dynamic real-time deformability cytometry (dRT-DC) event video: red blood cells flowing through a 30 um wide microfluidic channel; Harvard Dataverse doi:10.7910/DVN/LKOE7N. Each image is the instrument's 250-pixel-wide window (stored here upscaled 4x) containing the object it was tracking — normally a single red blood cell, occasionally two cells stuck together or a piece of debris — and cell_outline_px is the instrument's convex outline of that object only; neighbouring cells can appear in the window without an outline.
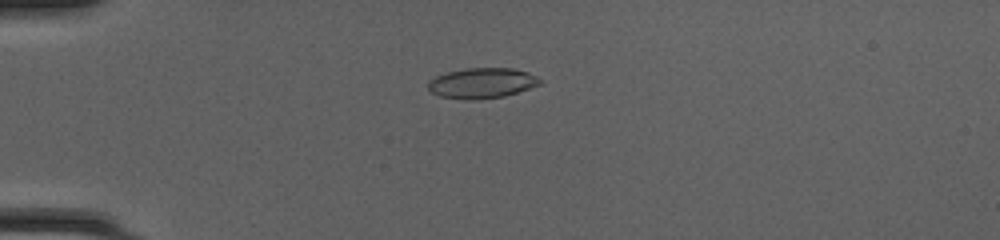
{"species": "common noctule bat (a hibernating species)", "species_latin": "Nyctalus noctula", "temperature_condition": "cold", "stored_images_in_passage": 39, "camera_frame_rate_fps": 3000, "um_per_image_px": 0.085, "animal": {"sex": "female", "body_mass_g": 20.0, "forearm_length_mm": 54.0}, "frame": {"image": 1, "passage_image": 3, "time_ms": 0.667, "image_size_px": [1000, 240], "cell_outline_px": [[540, 84], [504, 96], [476, 100], [472, 100], [440, 96], [432, 92], [428, 88], [428, 80], [436, 76], [448, 72], [468, 68], [512, 68], [528, 72], [536, 76], [540, 80]], "centroid_in_image_um": [40.94, 7.06], "position_along_channel_um": 44.1, "area_um2": 19.54}}
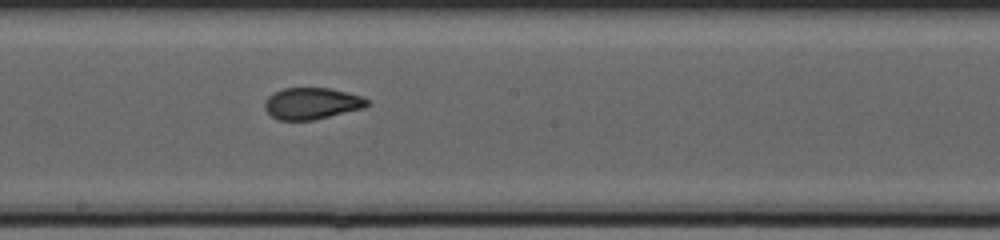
{"frame": {"image": 2, "passage_image": 18, "time_ms": 5.667, "image_size_px": [1000, 240], "cell_outline_px": [[368, 104], [364, 108], [312, 120], [280, 120], [272, 116], [264, 108], [264, 104], [268, 96], [284, 88], [332, 88], [348, 92], [360, 96], [368, 100]], "centroid_in_image_um": [26.5, 8.79], "position_along_channel_um": 221.7, "area_um2": 18.67}}
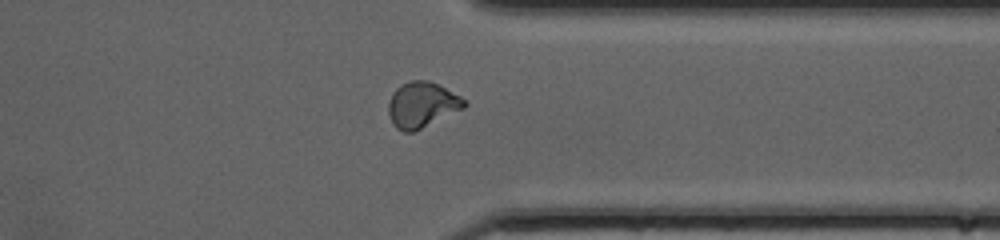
{"frame": {"image": 3, "passage_image": 29, "time_ms": 9.333, "image_size_px": [1000, 240], "cell_outline_px": [[468, 104], [464, 108], [412, 132], [404, 132], [396, 128], [392, 124], [388, 112], [388, 104], [392, 92], [400, 84], [412, 80], [428, 80], [468, 100]], "centroid_in_image_um": [35.85, 8.9], "position_along_channel_um": 375.6, "area_um2": 20.06}, "authors_computed_cell_mechanics": {"area_um2": 19.3052, "velocity_mm_per_s": 4.2332, "shape_relaxation_time_tau1_ms": 6.3859, "shape_relaxation_time_tau2_ms": 1.1397, "deformation_change_tau1": 0.1904, "deformation_change_tau2": 0.061}}